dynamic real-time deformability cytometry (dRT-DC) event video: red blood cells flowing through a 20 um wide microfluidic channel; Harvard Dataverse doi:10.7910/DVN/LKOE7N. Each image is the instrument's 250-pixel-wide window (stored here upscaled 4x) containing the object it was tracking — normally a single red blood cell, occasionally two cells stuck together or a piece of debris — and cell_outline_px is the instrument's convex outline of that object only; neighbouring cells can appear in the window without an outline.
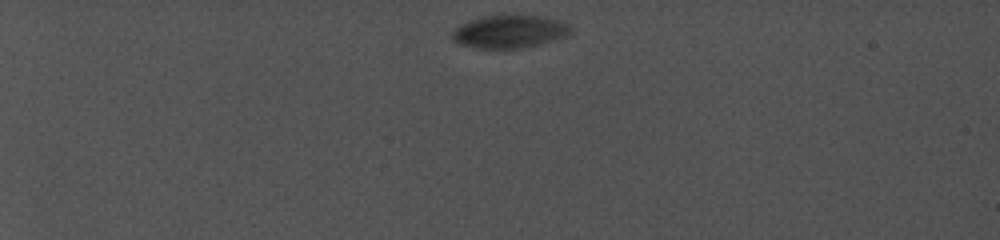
{"species": "common noctule bat (a hibernating species)", "species_latin": "Nyctalus noctula", "temperature_condition": "cold", "stored_images_in_passage": 14, "camera_frame_rate_fps": 5000, "um_per_image_px": 0.085, "animal": {"sex": "female", "body_mass_g": 19.0, "forearm_length_mm": 56.7}, "frame": {"image": 1, "passage_image": 1, "time_ms": 0.0, "image_size_px": [1000, 240], "cell_outline_px": [[572, 32], [564, 36], [540, 44], [520, 48], [476, 48], [460, 44], [452, 40], [452, 32], [460, 24], [484, 16], [540, 16], [560, 20], [568, 24], [572, 28]], "centroid_in_image_um": [43.3, 2.69], "position_along_channel_um": 41.7, "area_um2": 22.37}}
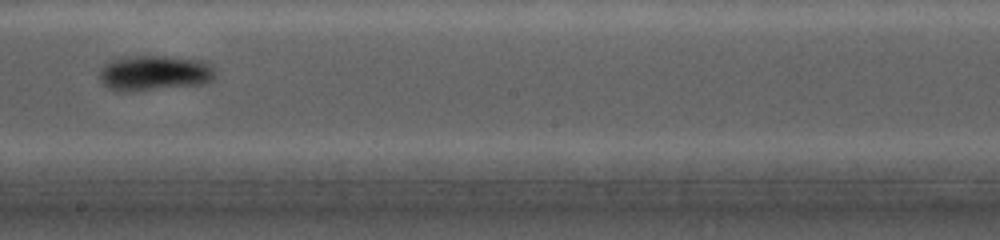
{"frame": {"image": 2, "passage_image": 11, "time_ms": 7.8, "image_size_px": [1000, 240], "cell_outline_px": [[216, 72], [212, 80], [204, 84], [136, 92], [116, 92], [108, 88], [100, 80], [100, 68], [104, 64], [112, 60], [124, 56], [164, 56], [200, 60], [208, 64]], "centroid_in_image_um": [13.08, 6.23], "position_along_channel_um": 235.1, "area_um2": 24.22}}
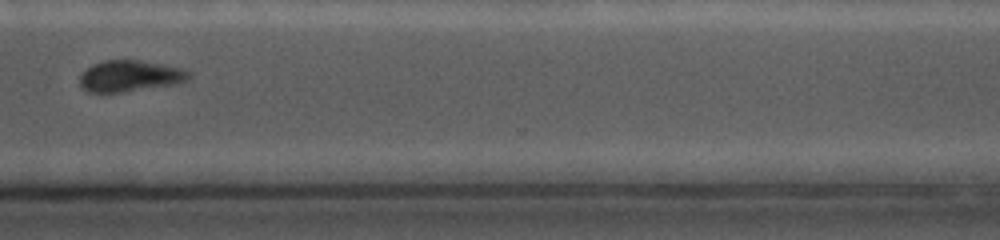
{"frame": {"image": 3, "passage_image": 14, "time_ms": 11.0, "image_size_px": [1000, 240], "cell_outline_px": [[192, 76], [188, 80], [180, 84], [120, 92], [88, 92], [80, 84], [80, 76], [92, 64], [104, 60], [140, 60], [184, 68], [192, 72]], "centroid_in_image_um": [11.13, 6.45], "position_along_channel_um": 359.5, "area_um2": 20.06}}